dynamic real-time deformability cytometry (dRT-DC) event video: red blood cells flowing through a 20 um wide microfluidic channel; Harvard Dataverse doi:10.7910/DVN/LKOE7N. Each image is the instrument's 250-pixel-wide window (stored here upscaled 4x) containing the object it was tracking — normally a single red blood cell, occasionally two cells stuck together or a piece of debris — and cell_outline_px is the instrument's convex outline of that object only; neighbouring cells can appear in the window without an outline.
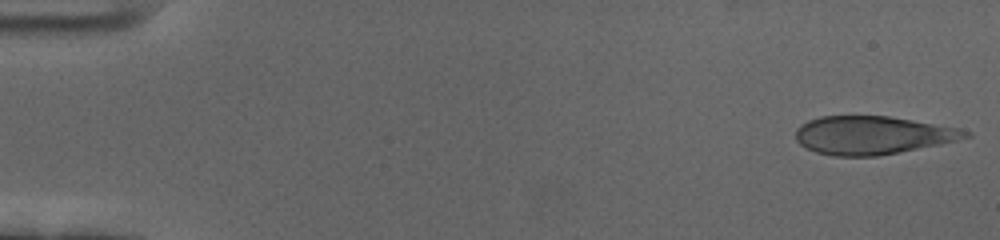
{"species": "human", "species_latin": "Homo sapiens", "temperature_condition": "cold", "stored_images_in_passage": 57, "camera_frame_rate_fps": 3000, "um_per_image_px": 0.085, "donor": {"sex": "female"}, "frame": {"image": 1, "passage_image": 1, "time_ms": 0.0, "image_size_px": [1000, 240], "cell_outline_px": [[972, 136], [956, 140], [876, 156], [832, 156], [816, 152], [800, 144], [796, 140], [796, 128], [800, 124], [808, 120], [820, 116], [888, 116], [960, 128], [972, 132]], "centroid_in_image_um": [74.11, 11.48], "position_along_channel_um": 10.9, "area_um2": 37.45}}
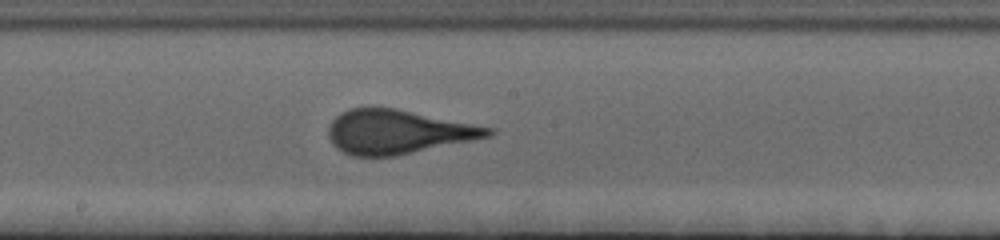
{"frame": {"image": 2, "passage_image": 31, "time_ms": 10.0, "image_size_px": [1000, 240], "cell_outline_px": [[496, 132], [492, 136], [396, 156], [352, 156], [336, 148], [332, 144], [328, 136], [328, 128], [332, 120], [340, 112], [348, 108], [396, 108], [492, 128]], "centroid_in_image_um": [33.78, 11.21], "position_along_channel_um": 214.4, "area_um2": 40.86}}
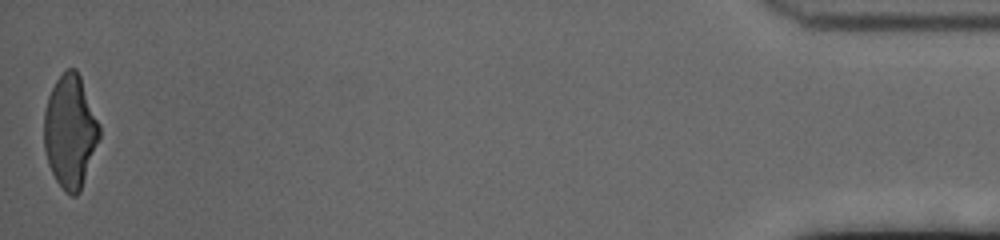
{"frame": {"image": 3, "passage_image": 57, "time_ms": 18.667, "image_size_px": [1000, 240], "cell_outline_px": [[100, 136], [80, 192], [76, 196], [72, 196], [56, 180], [48, 164], [44, 148], [44, 112], [48, 96], [56, 80], [68, 68], [76, 68], [80, 76], [100, 124]], "centroid_in_image_um": [5.96, 11.16], "position_along_channel_um": 429.2, "area_um2": 36.18}, "authors_computed_cell_mechanics": {"area_um2": 39.9398, "velocity_mm_per_s": 3.4692, "shape_relaxation_time_tau1_ms": 7.5152, "shape_relaxation_time_tau2_ms": null, "deformation_change_tau1": 0.2224, "deformation_change_tau2": null}}